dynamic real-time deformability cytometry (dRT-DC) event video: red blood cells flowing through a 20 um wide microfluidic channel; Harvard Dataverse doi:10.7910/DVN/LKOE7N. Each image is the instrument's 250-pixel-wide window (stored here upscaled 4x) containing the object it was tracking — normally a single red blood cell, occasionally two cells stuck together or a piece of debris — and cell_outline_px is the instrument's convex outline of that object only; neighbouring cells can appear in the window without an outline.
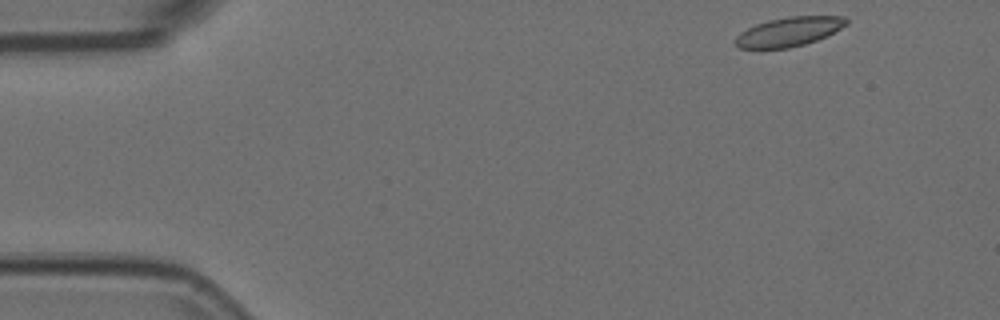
{"species": "Egyptian fruit bat (a non-hibernating species)", "species_latin": "Rousettus aegyptiacus", "temperature_condition": "room temperature", "stored_images_in_passage": 51, "segment_of_instrument_passage": [1, 2], "camera_frame_rate_fps": 3000, "um_per_image_px": 0.085, "animal": {"sex": "female"}, "frame": {"image": 1, "passage_image": 1, "time_ms": 0.0, "image_size_px": [1000, 320], "cell_outline_px": [[848, 24], [816, 40], [804, 44], [788, 48], [740, 48], [736, 44], [736, 36], [740, 32], [756, 24], [768, 20], [788, 16], [844, 16], [848, 20]], "centroid_in_image_um": [67.06, 2.68], "position_along_channel_um": 17.9, "area_um2": 18.61}}
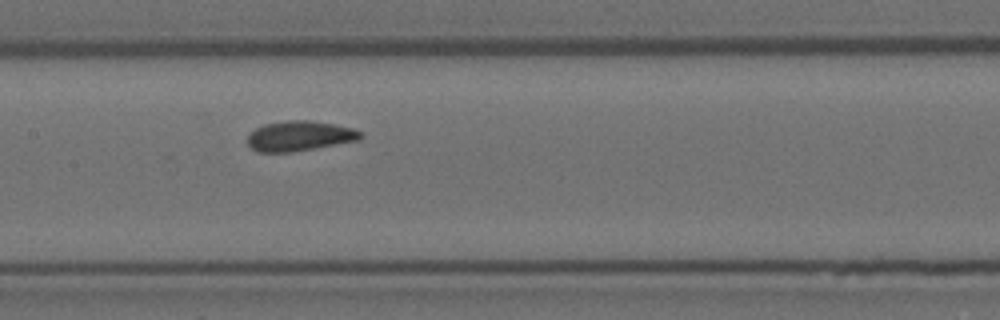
{"frame": {"image": 2, "passage_image": 22, "time_ms": 7.0, "image_size_px": [1000, 320], "cell_outline_px": [[364, 136], [360, 140], [288, 152], [260, 152], [252, 148], [248, 144], [248, 136], [256, 128], [264, 124], [288, 120], [308, 120], [332, 124], [352, 128], [360, 132]], "centroid_in_image_um": [25.46, 11.55], "position_along_channel_um": 181.9, "area_um2": 19.42}}
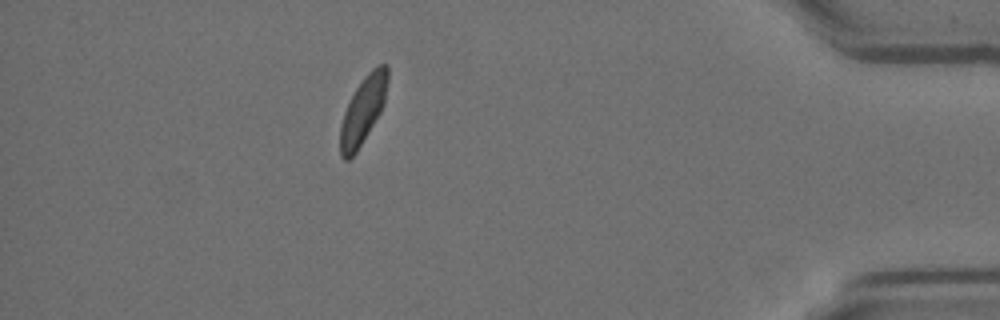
{"frame": {"image": 3, "passage_image": 44, "time_ms": 14.333, "image_size_px": [1000, 320], "cell_outline_px": [[388, 80], [384, 104], [380, 112], [356, 152], [348, 160], [344, 160], [340, 156], [340, 124], [344, 112], [356, 88], [364, 76], [376, 64], [388, 64]], "centroid_in_image_um": [30.86, 9.34], "position_along_channel_um": 404.3, "area_um2": 18.44}}